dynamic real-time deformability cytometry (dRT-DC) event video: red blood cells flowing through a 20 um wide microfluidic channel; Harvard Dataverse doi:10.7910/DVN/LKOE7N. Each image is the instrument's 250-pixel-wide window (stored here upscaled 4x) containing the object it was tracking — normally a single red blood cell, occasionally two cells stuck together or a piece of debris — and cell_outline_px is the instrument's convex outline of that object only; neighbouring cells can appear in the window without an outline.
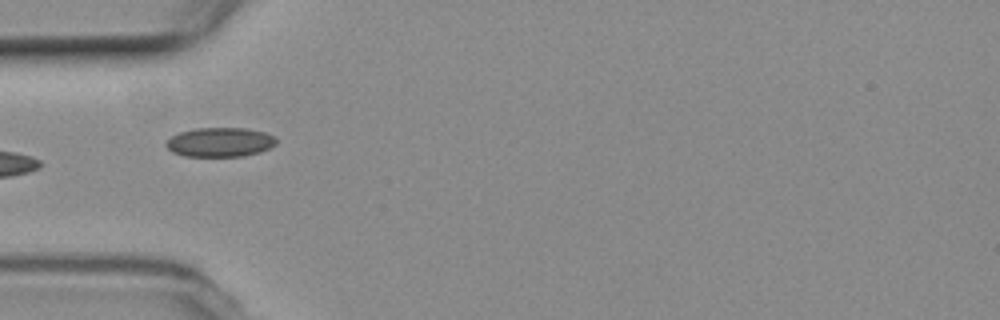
{"species": "common noctule bat (a hibernating species)", "species_latin": "Nyctalus noctula", "temperature_condition": "room temperature", "stored_images_in_passage": 8, "camera_frame_rate_fps": 3000, "um_per_image_px": 0.085, "animal": {"sex": "female", "body_mass_g": 19.3, "forearm_length_mm": 54.1}, "frame": {"image": 1, "passage_image": 3, "time_ms": 15.0, "image_size_px": [1000, 320], "cell_outline_px": [[276, 144], [260, 152], [244, 156], [184, 156], [172, 152], [164, 144], [172, 136], [180, 132], [196, 128], [244, 128], [264, 132], [276, 136]], "centroid_in_image_um": [18.7, 12.08], "position_along_channel_um": 66.3, "area_um2": 18.79}}
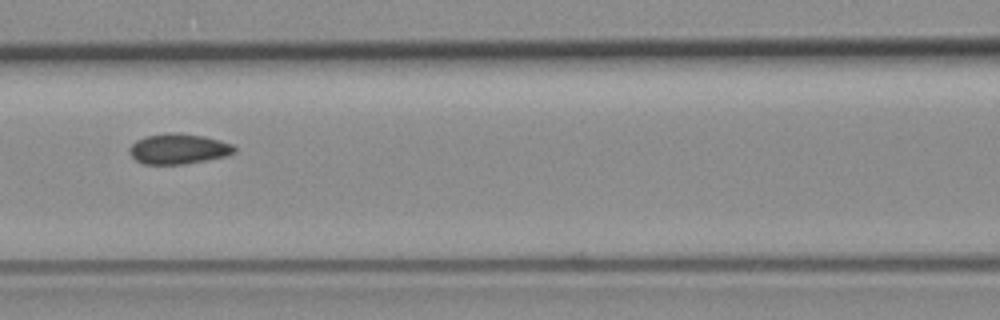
{"frame": {"image": 2, "passage_image": 5, "time_ms": 17.333, "image_size_px": [1000, 320], "cell_outline_px": [[236, 152], [224, 156], [184, 164], [144, 164], [136, 160], [128, 152], [128, 148], [136, 140], [144, 136], [172, 132], [176, 132], [204, 136], [220, 140], [232, 144], [236, 148]], "centroid_in_image_um": [15.14, 12.64], "position_along_channel_um": 151.5, "area_um2": 18.55}}
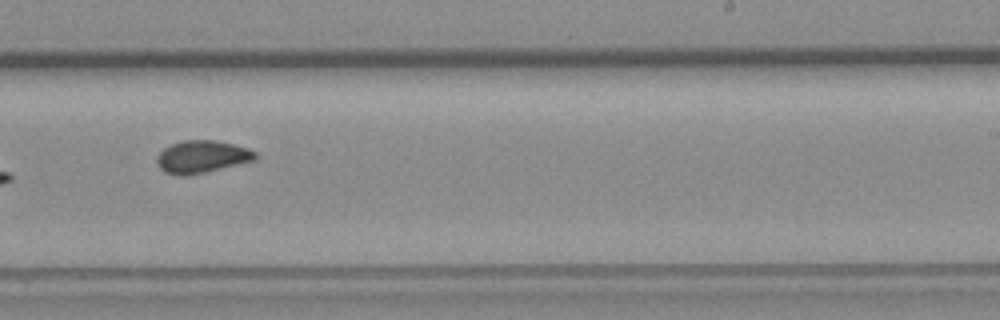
{"frame": {"image": 3, "passage_image": 8, "time_ms": 20.667, "image_size_px": [1000, 320], "cell_outline_px": [[256, 160], [204, 172], [184, 176], [180, 176], [164, 172], [160, 168], [156, 160], [160, 152], [164, 148], [172, 144], [184, 140], [212, 140], [232, 144], [248, 148], [256, 152]], "centroid_in_image_um": [17.15, 13.32], "position_along_channel_um": 271.8, "area_um2": 18.38}}